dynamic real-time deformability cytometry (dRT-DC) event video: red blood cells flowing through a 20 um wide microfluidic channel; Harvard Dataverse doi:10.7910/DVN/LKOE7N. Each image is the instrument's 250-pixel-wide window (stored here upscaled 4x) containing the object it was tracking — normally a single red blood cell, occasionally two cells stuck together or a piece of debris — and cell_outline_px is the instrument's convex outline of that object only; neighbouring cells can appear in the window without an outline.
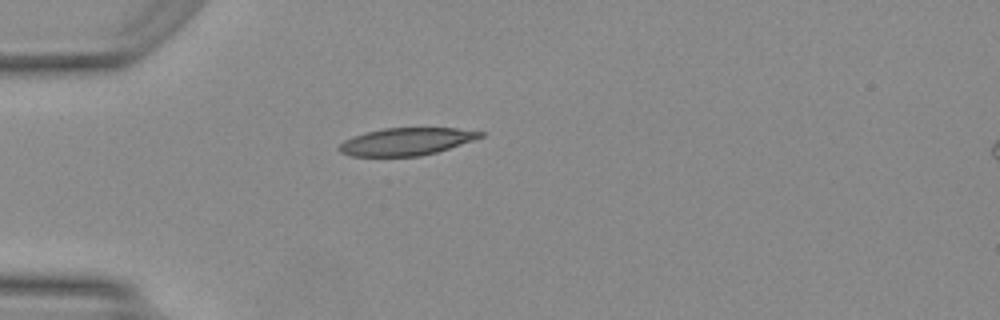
{"species": "Egyptian fruit bat (a non-hibernating species)", "species_latin": "Rousettus aegyptiacus", "temperature_condition": "warm", "stored_images_in_passage": 19, "camera_frame_rate_fps": 3000, "um_per_image_px": 0.085, "animal": {"sex": "female"}, "frame": {"image": 1, "passage_image": 1, "time_ms": 0.0, "image_size_px": [1000, 320], "cell_outline_px": [[484, 136], [436, 152], [420, 156], [352, 156], [340, 152], [336, 148], [344, 140], [368, 132], [384, 128], [456, 128], [484, 132]], "centroid_in_image_um": [34.52, 12.03], "position_along_channel_um": 50.5, "area_um2": 22.25}}
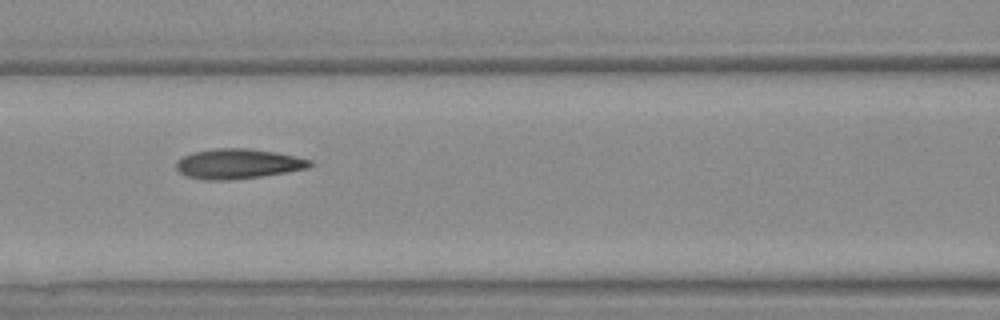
{"frame": {"image": 2, "passage_image": 9, "time_ms": 2.667, "image_size_px": [1000, 320], "cell_outline_px": [[316, 164], [308, 168], [288, 172], [260, 176], [224, 180], [208, 180], [188, 176], [180, 172], [176, 168], [176, 160], [192, 152], [216, 148], [248, 148], [276, 152], [296, 156], [312, 160]], "centroid_in_image_um": [20.27, 13.91], "position_along_channel_um": 146.3, "area_um2": 23.35}}
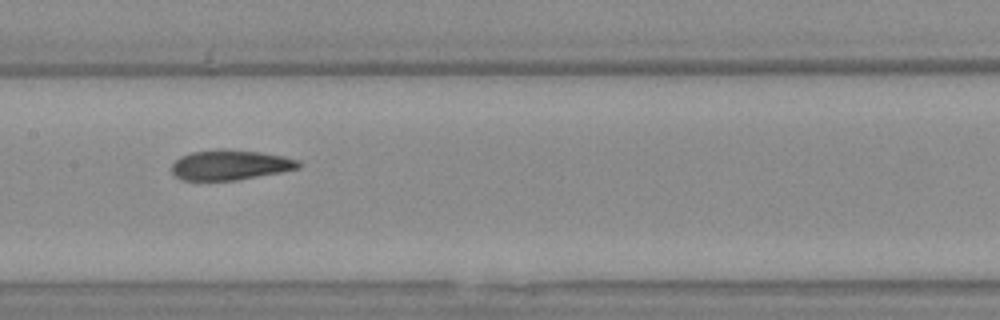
{"frame": {"image": 3, "passage_image": 12, "time_ms": 3.667, "image_size_px": [1000, 320], "cell_outline_px": [[304, 164], [300, 168], [280, 172], [236, 180], [180, 180], [172, 172], [172, 164], [180, 156], [192, 152], [216, 148], [228, 148], [260, 152], [284, 156], [300, 160]], "centroid_in_image_um": [19.59, 14.0], "position_along_channel_um": 187.8, "area_um2": 22.54}}